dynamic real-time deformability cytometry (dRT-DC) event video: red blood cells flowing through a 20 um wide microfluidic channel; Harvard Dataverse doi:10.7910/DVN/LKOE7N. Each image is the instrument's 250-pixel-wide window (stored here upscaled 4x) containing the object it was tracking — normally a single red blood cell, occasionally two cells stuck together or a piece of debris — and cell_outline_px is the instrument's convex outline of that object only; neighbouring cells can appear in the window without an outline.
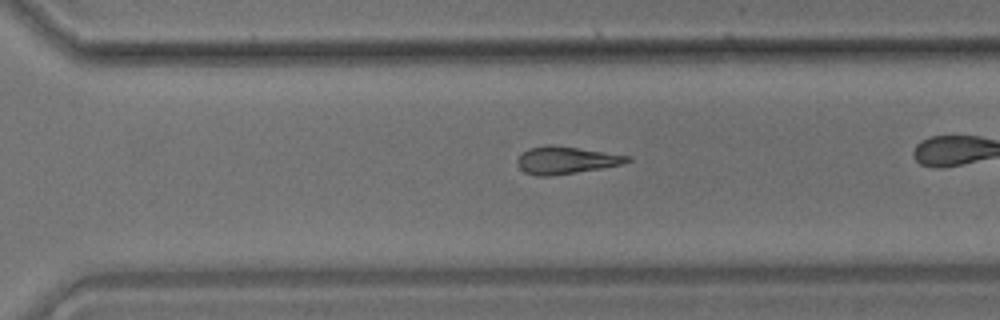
{"species": "common noctule bat (a hibernating species)", "species_latin": "Nyctalus noctula", "temperature_condition": "room temperature", "stored_images_in_passage": 36, "camera_frame_rate_fps": 3000, "um_per_image_px": 0.085, "animal": {"sex": "male", "body_mass_g": 17.9}, "frame": {"image": 1, "passage_image": 31, "time_ms": 10.0, "image_size_px": [1000, 320], "cell_outline_px": [[632, 160], [624, 164], [576, 172], [548, 176], [536, 176], [524, 172], [520, 168], [516, 160], [528, 148], [548, 144], [552, 144], [632, 156]], "centroid_in_image_um": [48.12, 13.61], "position_along_channel_um": 322.5, "area_um2": 17.51}}